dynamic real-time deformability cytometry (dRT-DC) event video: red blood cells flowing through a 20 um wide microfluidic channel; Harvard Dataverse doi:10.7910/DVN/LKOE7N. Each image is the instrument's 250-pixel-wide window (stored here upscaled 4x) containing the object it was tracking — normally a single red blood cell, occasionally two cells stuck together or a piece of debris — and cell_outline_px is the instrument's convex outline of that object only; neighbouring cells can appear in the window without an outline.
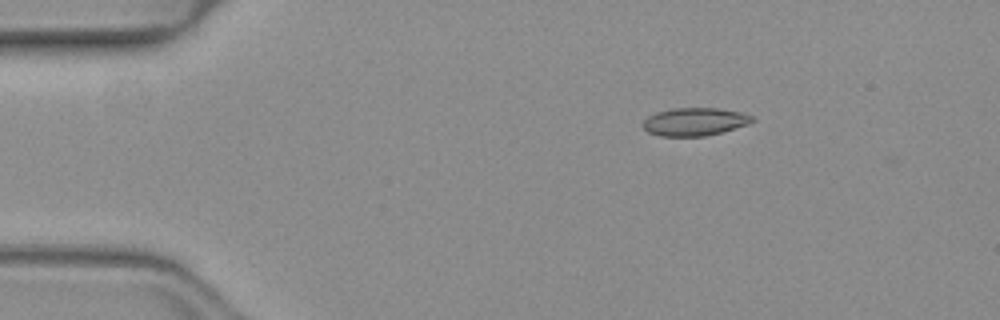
{"species": "common noctule bat (a hibernating species)", "species_latin": "Nyctalus noctula", "temperature_condition": "warm", "stored_images_in_passage": 44, "camera_frame_rate_fps": 3000, "um_per_image_px": 0.085, "animal": {"sex": "female", "body_mass_g": 19.3, "forearm_length_mm": 54.1}, "frame": {"image": 1, "passage_image": 1, "time_ms": 0.0, "image_size_px": [1000, 320], "cell_outline_px": [[756, 120], [748, 124], [720, 132], [704, 136], [660, 136], [648, 132], [644, 128], [644, 120], [648, 116], [656, 112], [672, 108], [716, 108], [740, 112], [752, 116]], "centroid_in_image_um": [59.04, 10.34], "position_along_channel_um": 26.0, "area_um2": 17.63}}
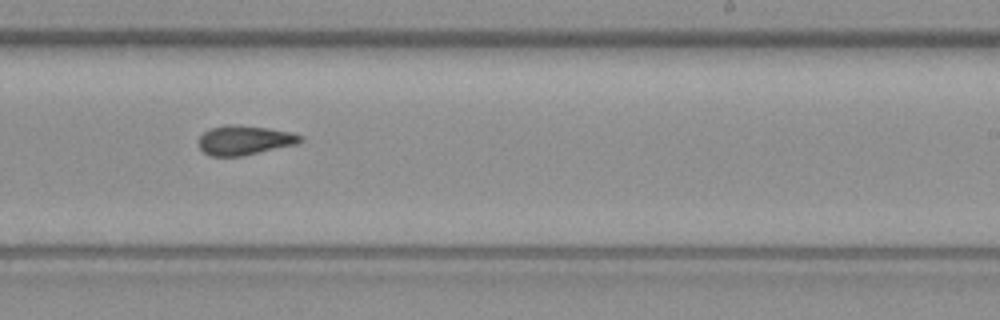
{"frame": {"image": 2, "passage_image": 24, "time_ms": 7.667, "image_size_px": [1000, 320], "cell_outline_px": [[304, 140], [296, 144], [244, 156], [208, 156], [200, 148], [196, 140], [208, 128], [228, 124], [236, 124], [268, 128], [292, 132], [300, 136]], "centroid_in_image_um": [20.74, 11.91], "position_along_channel_um": 268.3, "area_um2": 17.69}}
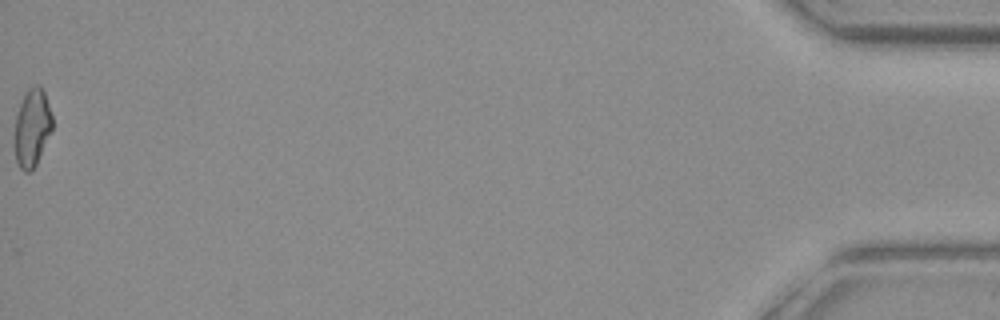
{"frame": {"image": 3, "passage_image": 44, "time_ms": 14.333, "image_size_px": [1000, 320], "cell_outline_px": [[52, 128], [36, 164], [28, 172], [24, 172], [20, 168], [16, 160], [12, 144], [16, 116], [20, 104], [28, 88], [32, 84], [40, 84], [44, 92], [52, 116]], "centroid_in_image_um": [2.69, 10.85], "position_along_channel_um": 432.5, "area_um2": 17.22}, "authors_computed_cell_mechanics": {"area_um2": 17.34, "velocity_mm_per_s": 4.0559, "shape_relaxation_time_tau1_ms": null, "shape_relaxation_time_tau2_ms": 2.5303, "deformation_change_tau1": null, "deformation_change_tau2": 0.0803}}